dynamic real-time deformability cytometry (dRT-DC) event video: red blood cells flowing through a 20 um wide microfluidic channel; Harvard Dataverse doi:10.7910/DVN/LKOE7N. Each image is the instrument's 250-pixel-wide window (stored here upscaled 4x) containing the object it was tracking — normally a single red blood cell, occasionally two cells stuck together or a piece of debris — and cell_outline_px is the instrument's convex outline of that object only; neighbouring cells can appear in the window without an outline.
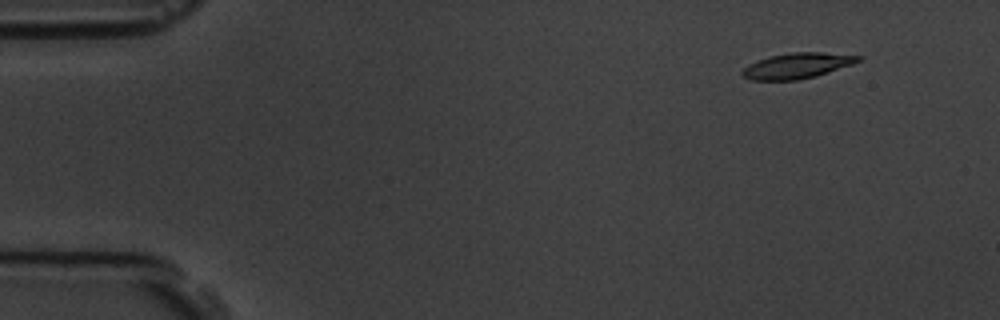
{"species": "common noctule bat (a hibernating species)", "species_latin": "Nyctalus noctula", "temperature_condition": "room temperature", "stored_images_in_passage": 6, "camera_frame_rate_fps": 3000, "um_per_image_px": 0.085, "animal": {"sex": "male", "body_mass_g": 19.5, "forearm_length_mm": 54.6}, "frame": {"image": 1, "passage_image": 2, "time_ms": 1.0, "image_size_px": [1000, 320], "cell_outline_px": [[864, 56], [860, 60], [852, 64], [816, 76], [800, 80], [752, 80], [744, 76], [740, 72], [748, 64], [756, 60], [772, 56], [792, 52], [824, 52]], "centroid_in_image_um": [67.76, 5.58], "position_along_channel_um": 17.2, "area_um2": 17.22}}
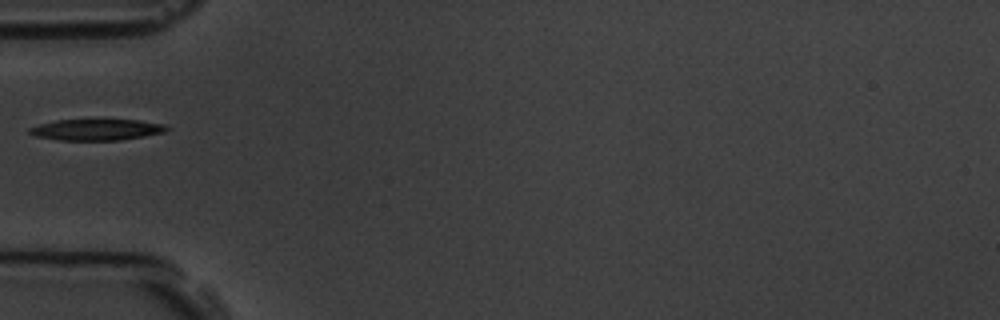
{"frame": {"image": 2, "passage_image": 5, "time_ms": 5.333, "image_size_px": [1000, 320], "cell_outline_px": [[172, 128], [164, 132], [144, 136], [120, 140], [60, 140], [36, 136], [28, 132], [28, 128], [40, 124], [56, 120], [140, 120], [168, 124]], "centroid_in_image_um": [8.27, 11.02], "position_along_channel_um": 76.7, "area_um2": 16.99}}
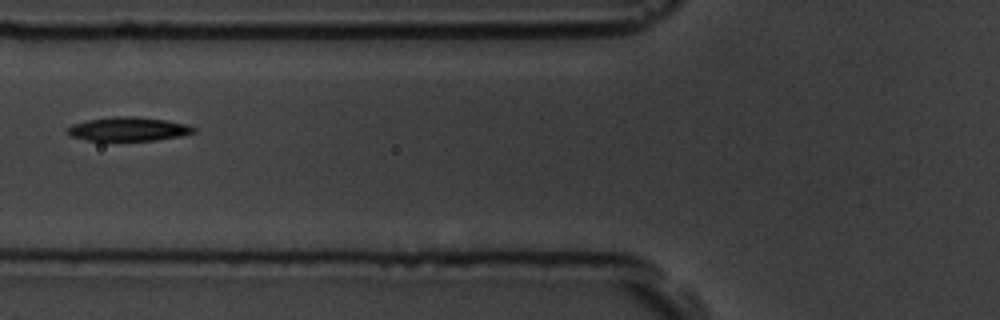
{"frame": {"image": 3, "passage_image": 6, "time_ms": 6.333, "image_size_px": [1000, 320], "cell_outline_px": [[196, 132], [180, 136], [156, 140], [84, 140], [72, 136], [64, 132], [72, 124], [88, 120], [112, 116], [136, 116], [164, 120], [188, 124], [196, 128]], "centroid_in_image_um": [10.91, 10.96], "position_along_channel_um": 114.9, "area_um2": 17.57}}